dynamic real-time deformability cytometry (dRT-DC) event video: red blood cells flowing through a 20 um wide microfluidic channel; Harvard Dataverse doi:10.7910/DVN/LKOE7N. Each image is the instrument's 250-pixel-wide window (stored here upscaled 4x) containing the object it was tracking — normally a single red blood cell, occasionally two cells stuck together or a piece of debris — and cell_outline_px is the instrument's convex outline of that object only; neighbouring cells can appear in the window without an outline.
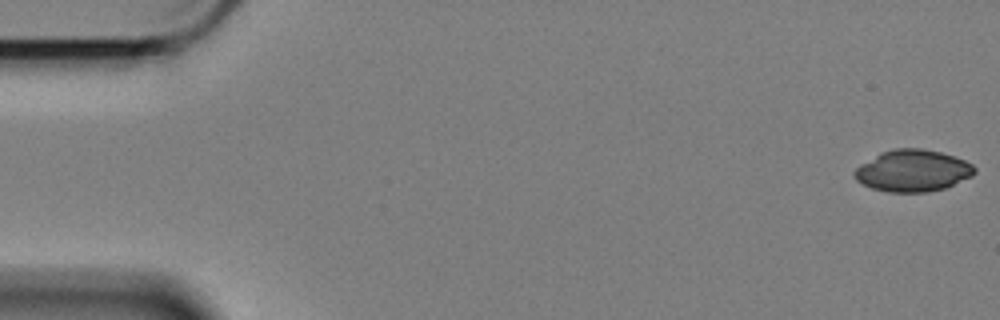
{"species": "Egyptian fruit bat (a non-hibernating species)", "species_latin": "Rousettus aegyptiacus", "temperature_condition": "cold", "stored_images_in_passage": 59, "camera_frame_rate_fps": 3000, "um_per_image_px": 0.085, "animal": {"sex": "female"}, "frame": {"image": 1, "passage_image": 1, "time_ms": 0.0, "image_size_px": [1000, 320], "cell_outline_px": [[976, 172], [972, 176], [944, 188], [924, 192], [888, 192], [872, 188], [856, 180], [852, 176], [852, 172], [860, 164], [880, 152], [892, 148], [920, 148], [940, 152], [964, 160], [972, 164], [976, 168]], "centroid_in_image_um": [77.55, 14.5], "position_along_channel_um": 7.5, "area_um2": 29.25}}
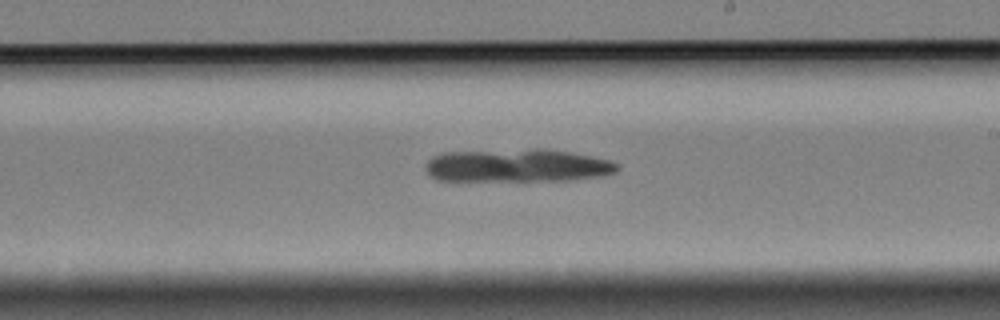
{"frame": {"image": 2, "passage_image": 34, "time_ms": 11.0, "image_size_px": [1000, 320], "cell_outline_px": [[620, 168], [616, 172], [600, 176], [568, 180], [436, 180], [428, 176], [428, 160], [432, 156], [444, 152], [532, 148], [548, 148], [592, 156], [608, 160], [620, 164]], "centroid_in_image_um": [44.0, 14.05], "position_along_channel_um": 245.0, "area_um2": 37.11}}
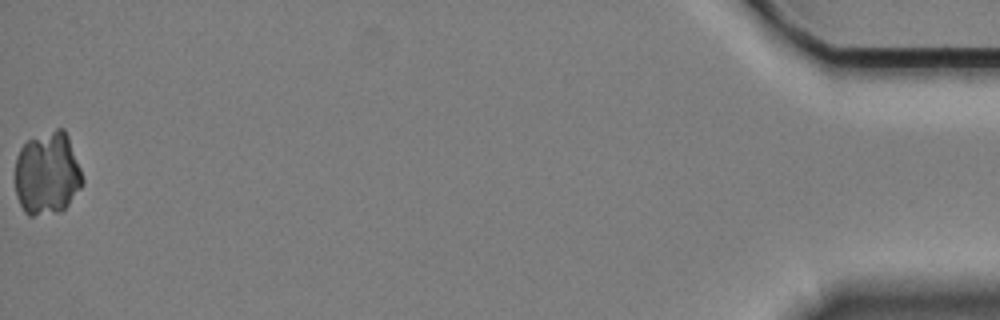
{"frame": {"image": 3, "passage_image": 59, "time_ms": 19.333, "image_size_px": [1000, 320], "cell_outline_px": [[84, 184], [68, 204], [60, 212], [32, 216], [28, 216], [24, 212], [16, 196], [16, 156], [20, 148], [28, 140], [56, 128], [64, 128], [68, 136], [80, 168], [84, 180]], "centroid_in_image_um": [4.02, 14.76], "position_along_channel_um": 431.2, "area_um2": 32.71}}